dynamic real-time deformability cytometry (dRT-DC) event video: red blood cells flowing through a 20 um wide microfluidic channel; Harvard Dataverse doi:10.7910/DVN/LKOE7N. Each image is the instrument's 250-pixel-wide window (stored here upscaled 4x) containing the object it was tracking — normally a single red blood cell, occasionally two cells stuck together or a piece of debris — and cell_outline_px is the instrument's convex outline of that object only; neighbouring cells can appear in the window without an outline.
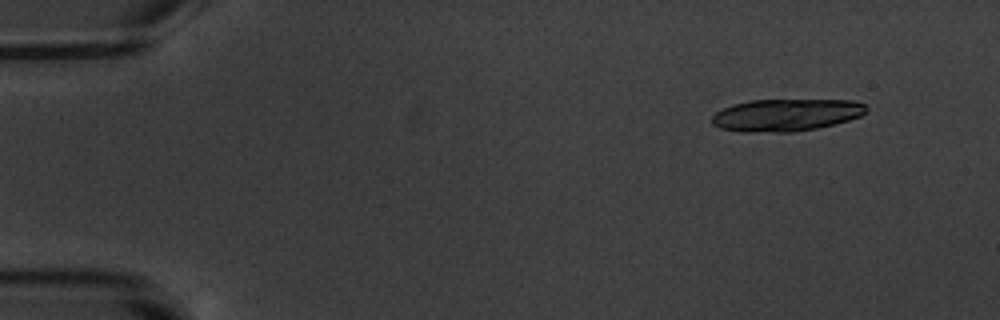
{"species": "common noctule bat (a hibernating species)", "species_latin": "Nyctalus noctula", "temperature_condition": "warm", "stored_images_in_passage": 11, "camera_frame_rate_fps": 3000, "um_per_image_px": 0.085, "animal": {"sex": "male", "body_mass_g": 20.1, "forearm_length_mm": 53.5}, "frame": {"image": 1, "passage_image": 2, "time_ms": 1.333, "image_size_px": [1000, 320], "cell_outline_px": [[868, 108], [860, 116], [836, 124], [816, 128], [792, 132], [740, 132], [720, 128], [712, 124], [712, 116], [716, 112], [732, 104], [748, 100], [852, 100], [864, 104]], "centroid_in_image_um": [66.79, 9.77], "position_along_channel_um": 18.2, "area_um2": 29.07}}
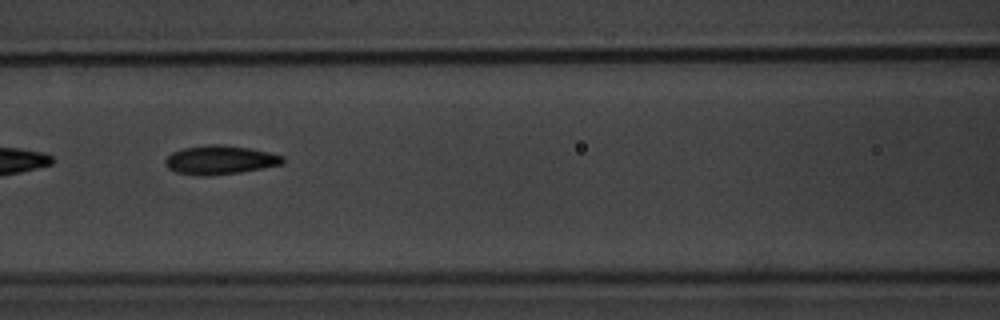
{"frame": {"image": 2, "passage_image": 8, "time_ms": 8.333, "image_size_px": [1000, 320], "cell_outline_px": [[284, 164], [240, 172], [204, 176], [200, 176], [176, 172], [168, 168], [164, 164], [164, 160], [172, 152], [184, 148], [208, 144], [220, 144], [248, 148], [268, 152], [284, 156]], "centroid_in_image_um": [18.69, 13.59], "position_along_channel_um": 147.9, "area_um2": 19.71}}